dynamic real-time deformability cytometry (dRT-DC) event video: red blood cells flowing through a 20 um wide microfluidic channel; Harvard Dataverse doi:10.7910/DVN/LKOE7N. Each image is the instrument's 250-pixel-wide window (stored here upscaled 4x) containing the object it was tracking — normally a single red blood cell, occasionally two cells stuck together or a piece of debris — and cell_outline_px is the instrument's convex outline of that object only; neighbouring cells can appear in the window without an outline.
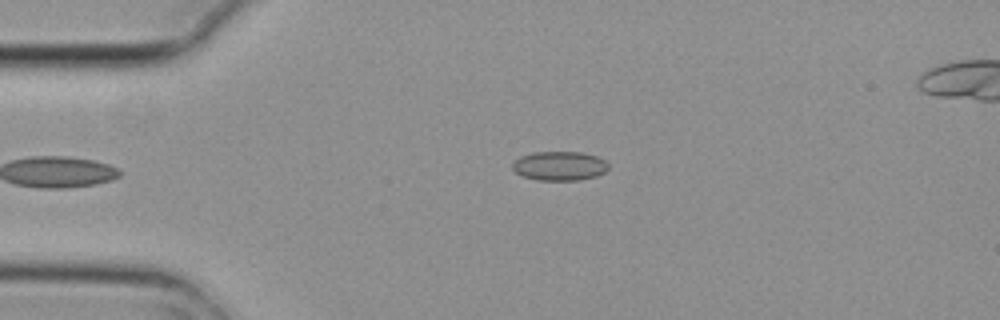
{"species": "common noctule bat (a hibernating species)", "species_latin": "Nyctalus noctula", "temperature_condition": "cold", "stored_images_in_passage": 5, "camera_frame_rate_fps": 3000, "um_per_image_px": 0.085, "animal": {"sex": "female", "body_mass_g": 29.2, "forearm_length_mm": 56.3}, "frame": {"image": 1, "passage_image": 5, "time_ms": 1.333, "image_size_px": [1000, 320], "cell_outline_px": [[608, 168], [604, 172], [596, 176], [576, 180], [536, 180], [524, 176], [516, 172], [512, 168], [512, 164], [520, 156], [532, 152], [580, 152], [596, 156], [604, 160], [608, 164]], "centroid_in_image_um": [47.54, 14.1], "position_along_channel_um": 37.5, "area_um2": 16.18}}